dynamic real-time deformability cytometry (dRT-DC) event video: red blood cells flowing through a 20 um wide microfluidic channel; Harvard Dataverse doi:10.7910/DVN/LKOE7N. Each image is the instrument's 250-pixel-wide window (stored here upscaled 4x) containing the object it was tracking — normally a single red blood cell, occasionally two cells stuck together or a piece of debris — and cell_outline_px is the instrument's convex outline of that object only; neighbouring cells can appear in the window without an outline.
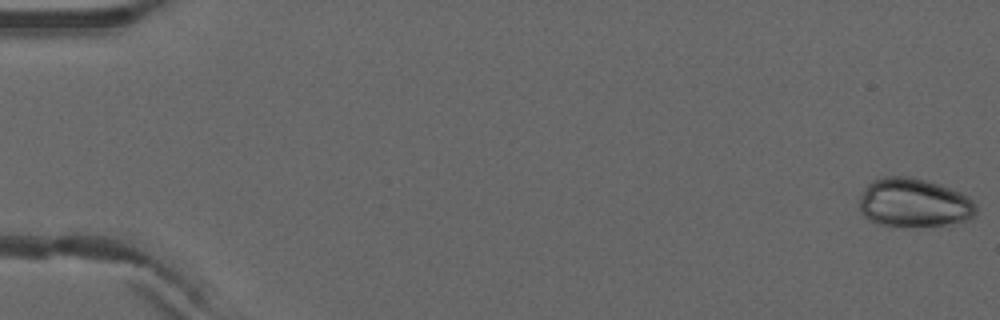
{"species": "common noctule bat (a hibernating species)", "species_latin": "Nyctalus noctula", "temperature_condition": "warm", "stored_images_in_passage": 6, "camera_frame_rate_fps": 3000, "um_per_image_px": 0.085, "animal": {"sex": "male", "forearm_length_mm": 52.5}, "frame": {"image": 1, "passage_image": 1, "time_ms": 0.0, "image_size_px": [1000, 320], "cell_outline_px": [[976, 212], [968, 220], [944, 224], [880, 224], [868, 220], [860, 212], [860, 196], [864, 188], [872, 180], [884, 176], [912, 176], [960, 192], [968, 196], [976, 204]], "centroid_in_image_um": [77.65, 17.19], "position_along_channel_um": 7.4, "area_um2": 32.48}}